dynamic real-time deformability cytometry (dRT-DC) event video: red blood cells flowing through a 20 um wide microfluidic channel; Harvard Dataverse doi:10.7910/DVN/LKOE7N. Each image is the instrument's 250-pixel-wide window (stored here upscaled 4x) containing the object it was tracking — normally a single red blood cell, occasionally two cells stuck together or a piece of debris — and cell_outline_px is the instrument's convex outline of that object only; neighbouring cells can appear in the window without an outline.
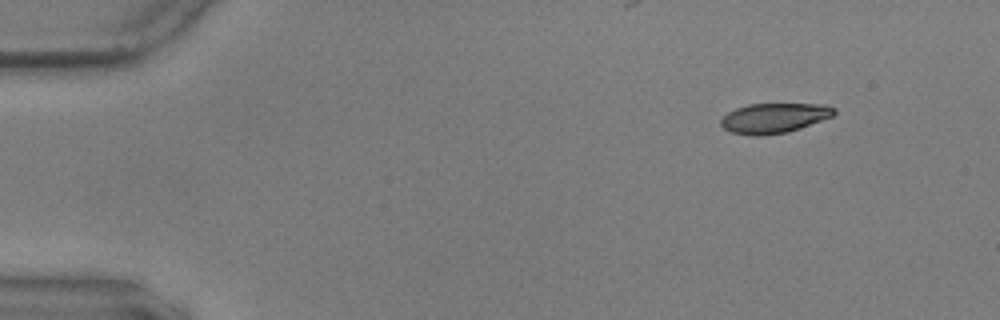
{"species": "common noctule bat (a hibernating species)", "species_latin": "Nyctalus noctula", "temperature_condition": "warm", "stored_images_in_passage": 16, "camera_frame_rate_fps": 3000, "um_per_image_px": 0.085, "animal": {"sex": "male", "body_mass_g": 17.9, "forearm_length_mm": 54.2}, "frame": {"image": 1, "passage_image": 1, "time_ms": 0.0, "image_size_px": [1000, 320], "cell_outline_px": [[836, 112], [832, 116], [800, 128], [788, 132], [760, 136], [752, 136], [732, 132], [724, 128], [720, 124], [720, 120], [728, 112], [736, 108], [748, 104], [824, 104], [836, 108]], "centroid_in_image_um": [65.79, 10.03], "position_along_channel_um": 19.2, "area_um2": 19.71}}
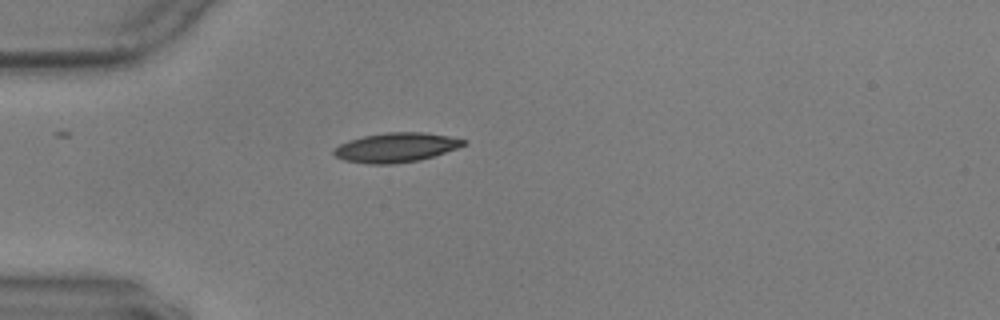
{"frame": {"image": 2, "passage_image": 11, "time_ms": 3.333, "image_size_px": [1000, 320], "cell_outline_px": [[468, 144], [420, 160], [392, 164], [368, 164], [344, 160], [336, 156], [332, 152], [332, 148], [348, 140], [364, 136], [388, 132], [420, 132], [448, 136], [468, 140]], "centroid_in_image_um": [33.64, 12.53], "position_along_channel_um": 51.4, "area_um2": 22.2}}